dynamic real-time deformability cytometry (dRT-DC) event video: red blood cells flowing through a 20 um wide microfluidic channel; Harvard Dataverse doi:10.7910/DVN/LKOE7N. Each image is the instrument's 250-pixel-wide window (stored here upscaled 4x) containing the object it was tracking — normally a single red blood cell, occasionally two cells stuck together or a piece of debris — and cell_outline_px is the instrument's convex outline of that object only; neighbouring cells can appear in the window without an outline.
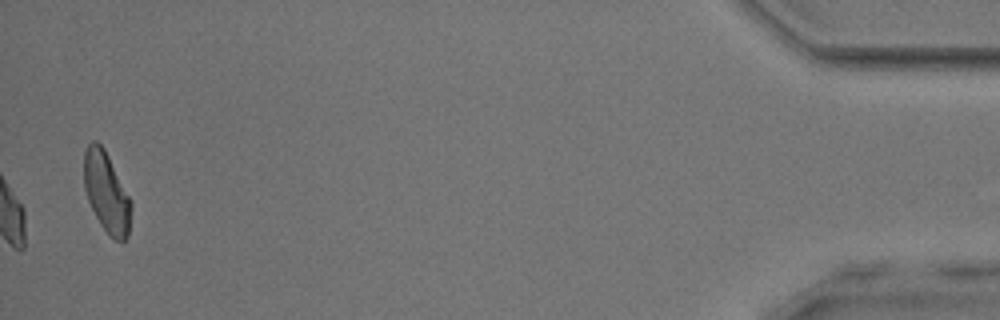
{"species": "common noctule bat (a hibernating species)", "species_latin": "Nyctalus noctula", "temperature_condition": "room temperature", "stored_images_in_passage": 37, "camera_frame_rate_fps": 3000, "um_per_image_px": 0.085, "animal": {"sex": "male", "body_mass_g": 17.9, "forearm_length_mm": 54.2}, "frame": {"image": 1, "passage_image": 37, "time_ms": 12.0, "image_size_px": [1000, 320], "cell_outline_px": [[132, 208], [128, 236], [124, 244], [112, 240], [108, 236], [100, 224], [88, 200], [84, 188], [84, 152], [88, 144], [92, 140], [96, 140], [104, 148], [132, 200]], "centroid_in_image_um": [9.08, 16.4], "position_along_channel_um": 426.1, "area_um2": 22.54}, "authors_computed_cell_mechanics": {"area_um2": 17.629, "velocity_mm_per_s": 3.9051, "shape_relaxation_time_tau1_ms": 4.5762, "shape_relaxation_time_tau2_ms": 2.4538, "deformation_change_tau1": 0.1176, "deformation_change_tau2": 0.0721}}